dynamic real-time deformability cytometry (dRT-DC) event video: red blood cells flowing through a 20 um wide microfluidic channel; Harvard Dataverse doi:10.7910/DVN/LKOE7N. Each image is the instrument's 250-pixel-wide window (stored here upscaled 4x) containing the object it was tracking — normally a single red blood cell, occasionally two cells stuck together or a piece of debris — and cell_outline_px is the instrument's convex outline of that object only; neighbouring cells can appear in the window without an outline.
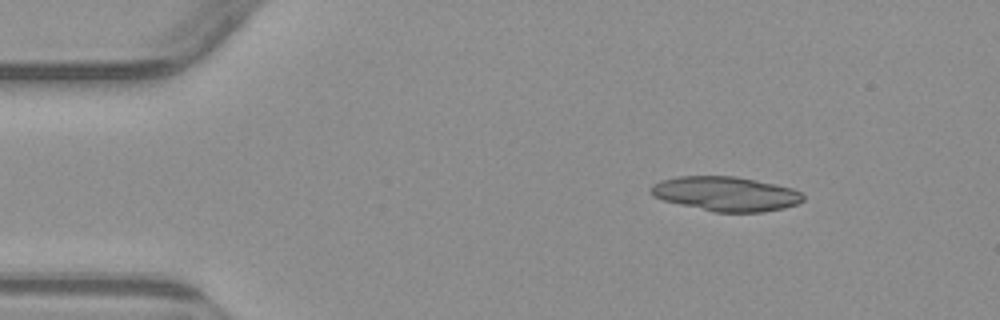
{"species": "common noctule bat (a hibernating species)", "species_latin": "Nyctalus noctula", "temperature_condition": "warm", "stored_images_in_passage": 3, "camera_frame_rate_fps": 3000, "um_per_image_px": 0.085, "animal": {"sex": "male", "body_mass_g": 23.1, "forearm_length_mm": 52.7}, "frame": {"image": 1, "passage_image": 1, "time_ms": 0.0, "image_size_px": [1000, 320], "cell_outline_px": [[804, 200], [796, 204], [784, 208], [764, 212], [712, 212], [664, 200], [652, 196], [648, 192], [648, 188], [652, 184], [660, 180], [680, 176], [736, 176], [776, 184], [792, 188], [800, 192], [804, 196]], "centroid_in_image_um": [61.67, 16.47], "position_along_channel_um": 23.3, "area_um2": 30.81}}